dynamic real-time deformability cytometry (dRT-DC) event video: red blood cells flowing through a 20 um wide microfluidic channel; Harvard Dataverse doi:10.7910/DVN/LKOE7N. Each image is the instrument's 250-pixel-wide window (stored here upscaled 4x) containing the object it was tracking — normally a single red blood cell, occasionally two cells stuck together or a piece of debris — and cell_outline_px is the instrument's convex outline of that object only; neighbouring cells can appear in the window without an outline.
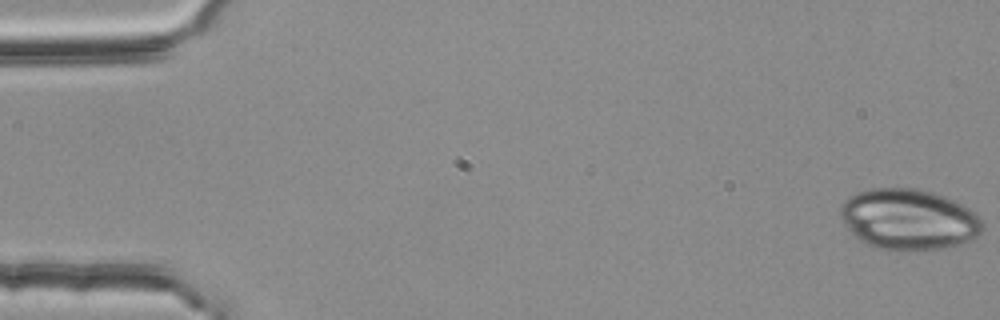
{"species": "common noctule bat (a hibernating species)", "species_latin": "Nyctalus noctula", "temperature_condition": "room temperature", "stored_images_in_passage": 10, "camera_frame_rate_fps": 3000, "um_per_image_px": 0.085, "animal": {"sex": "female", "body_mass_g": 25.1}, "frame": {"image": 1, "passage_image": 1, "time_ms": 0.0, "image_size_px": [1000, 320], "cell_outline_px": [[984, 228], [976, 236], [968, 240], [948, 248], [876, 248], [860, 240], [844, 224], [840, 216], [840, 204], [848, 196], [868, 188], [916, 188], [932, 192], [944, 196], [968, 208], [984, 224]], "centroid_in_image_um": [77.19, 18.6], "position_along_channel_um": 7.8, "area_um2": 49.53}}